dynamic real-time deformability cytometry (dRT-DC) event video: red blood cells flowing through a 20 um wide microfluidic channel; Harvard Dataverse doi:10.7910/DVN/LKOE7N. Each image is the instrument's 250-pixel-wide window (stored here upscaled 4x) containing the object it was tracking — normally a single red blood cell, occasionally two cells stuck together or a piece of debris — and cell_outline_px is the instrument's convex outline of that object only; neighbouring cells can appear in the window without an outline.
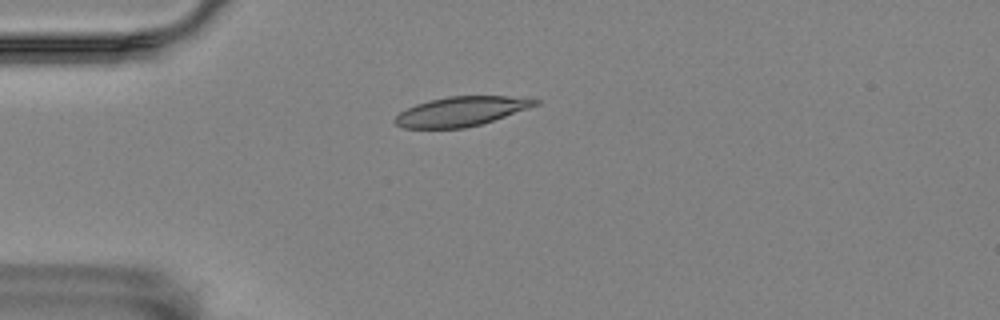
{"species": "Egyptian fruit bat (a non-hibernating species)", "species_latin": "Rousettus aegyptiacus", "temperature_condition": "room temperature", "stored_images_in_passage": 45, "camera_frame_rate_fps": 3000, "um_per_image_px": 0.085, "animal": {"sex": "female"}, "frame": {"image": 1, "passage_image": 2, "time_ms": 0.333, "image_size_px": [1000, 320], "cell_outline_px": [[540, 104], [480, 124], [464, 128], [404, 128], [396, 124], [392, 120], [400, 112], [416, 104], [428, 100], [448, 96], [508, 96], [540, 100]], "centroid_in_image_um": [39.16, 9.46], "position_along_channel_um": 45.8, "area_um2": 23.81}}
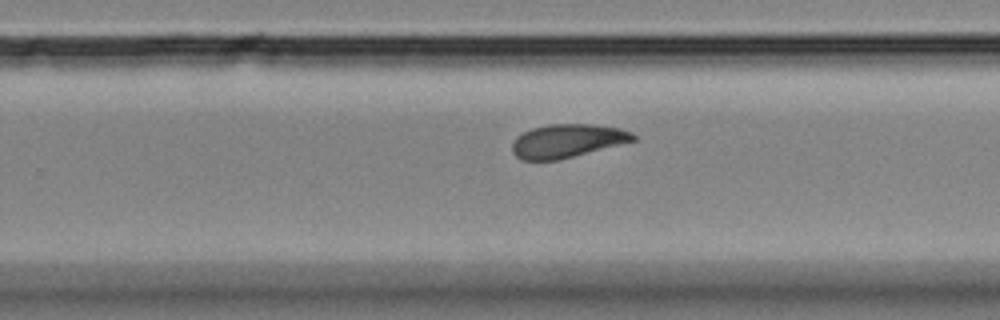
{"frame": {"image": 2, "passage_image": 24, "time_ms": 7.667, "image_size_px": [1000, 320], "cell_outline_px": [[636, 140], [560, 160], [520, 160], [512, 152], [512, 144], [516, 136], [532, 128], [548, 124], [592, 124], [620, 128], [632, 132], [636, 136]], "centroid_in_image_um": [48.2, 11.97], "position_along_channel_um": 281.6, "area_um2": 23.7}}
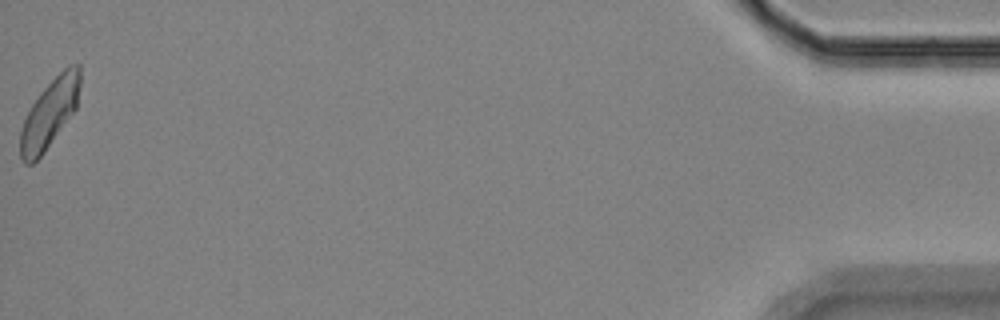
{"frame": {"image": 3, "passage_image": 45, "time_ms": 14.667, "image_size_px": [1000, 320], "cell_outline_px": [[80, 84], [76, 108], [44, 152], [32, 164], [24, 164], [20, 156], [20, 132], [24, 120], [32, 104], [40, 92], [68, 64], [80, 64]], "centroid_in_image_um": [4.21, 9.63], "position_along_channel_um": 431.0, "area_um2": 23.52}, "authors_computed_cell_mechanics": {"area_um2": 23.8136, "velocity_mm_per_s": 3.4549, "shape_relaxation_time_tau1_ms": null, "shape_relaxation_time_tau2_ms": 4.3421, "deformation_change_tau1": null, "deformation_change_tau2": 0.0952}}